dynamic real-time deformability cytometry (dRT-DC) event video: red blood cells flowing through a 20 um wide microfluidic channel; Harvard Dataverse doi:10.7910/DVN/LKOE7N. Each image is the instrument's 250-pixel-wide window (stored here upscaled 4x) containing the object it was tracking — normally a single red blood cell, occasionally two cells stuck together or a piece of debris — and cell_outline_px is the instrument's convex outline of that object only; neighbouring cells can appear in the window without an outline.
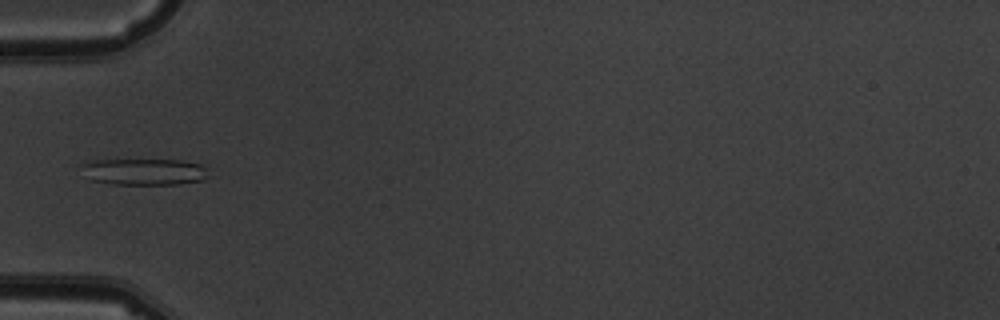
{"species": "common noctule bat (a hibernating species)", "species_latin": "Nyctalus noctula", "temperature_condition": "warm", "stored_images_in_passage": 7, "camera_frame_rate_fps": 3000, "um_per_image_px": 0.085, "animal": {"sex": "male", "body_mass_g": 19.5, "forearm_length_mm": 54.6}, "frame": {"image": 1, "passage_image": 3, "time_ms": 2.333, "image_size_px": [1000, 320], "cell_outline_px": [[208, 176], [204, 180], [180, 184], [112, 184], [92, 180], [80, 164], [84, 160], [180, 160], [200, 164], [208, 168]], "centroid_in_image_um": [12.3, 14.59], "position_along_channel_um": 72.7, "area_um2": 19.65}}
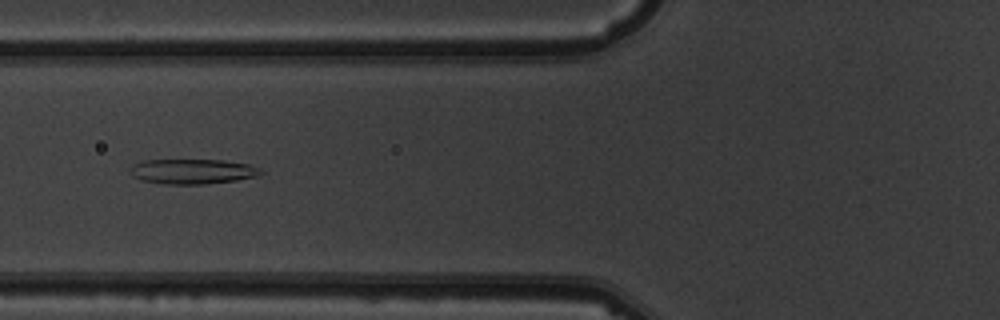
{"frame": {"image": 2, "passage_image": 4, "time_ms": 3.333, "image_size_px": [1000, 320], "cell_outline_px": [[264, 172], [260, 176], [236, 180], [204, 184], [164, 184], [144, 180], [132, 176], [132, 164], [144, 160], [224, 160], [248, 164], [260, 168]], "centroid_in_image_um": [16.42, 14.57], "position_along_channel_um": 109.4, "area_um2": 18.96}}
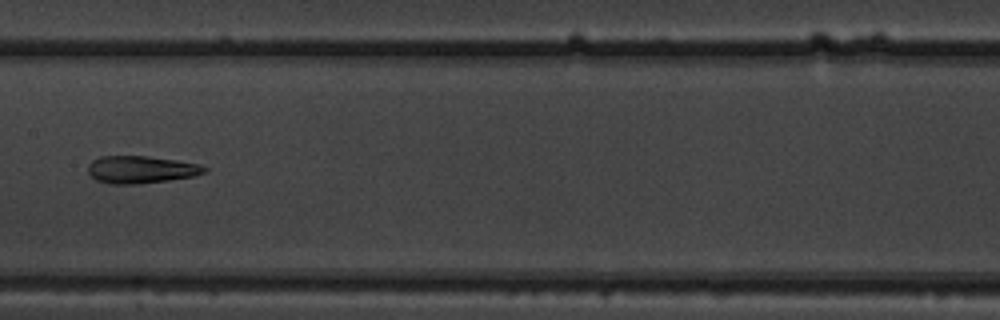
{"frame": {"image": 3, "passage_image": 6, "time_ms": 5.667, "image_size_px": [1000, 320], "cell_outline_px": [[208, 172], [196, 176], [140, 184], [108, 184], [96, 180], [88, 172], [88, 164], [92, 160], [100, 156], [148, 156], [176, 160], [200, 164], [208, 168]], "centroid_in_image_um": [12.01, 14.41], "position_along_channel_um": 195.4, "area_um2": 18.84}}